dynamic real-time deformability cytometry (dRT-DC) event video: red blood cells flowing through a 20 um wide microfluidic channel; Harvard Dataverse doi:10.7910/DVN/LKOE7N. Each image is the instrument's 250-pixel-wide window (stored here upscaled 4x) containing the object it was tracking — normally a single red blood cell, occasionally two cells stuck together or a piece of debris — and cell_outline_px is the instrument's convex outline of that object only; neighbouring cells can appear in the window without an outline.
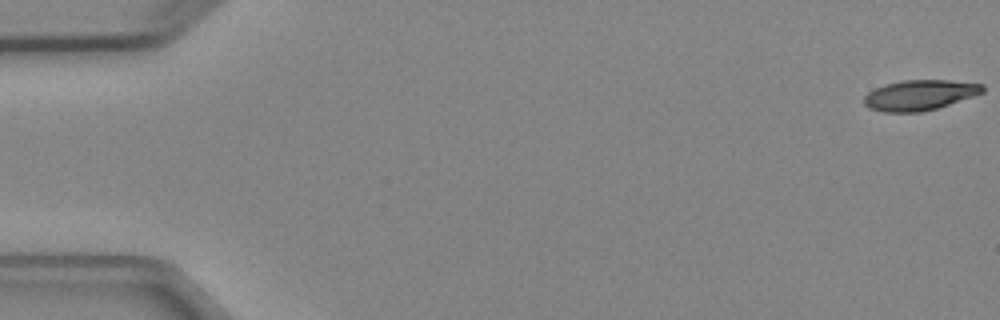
{"species": "Egyptian fruit bat (a non-hibernating species)", "species_latin": "Rousettus aegyptiacus", "temperature_condition": "cold", "stored_images_in_passage": 5, "camera_frame_rate_fps": 3000, "um_per_image_px": 0.085, "animal": {"sex": "female"}, "frame": {"image": 1, "passage_image": 1, "time_ms": 0.0, "image_size_px": [1000, 320], "cell_outline_px": [[984, 92], [936, 108], [920, 112], [884, 112], [868, 108], [864, 104], [864, 96], [868, 92], [884, 84], [904, 80], [948, 80], [984, 84]], "centroid_in_image_um": [78.14, 8.08], "position_along_channel_um": 6.9, "area_um2": 20.81}}